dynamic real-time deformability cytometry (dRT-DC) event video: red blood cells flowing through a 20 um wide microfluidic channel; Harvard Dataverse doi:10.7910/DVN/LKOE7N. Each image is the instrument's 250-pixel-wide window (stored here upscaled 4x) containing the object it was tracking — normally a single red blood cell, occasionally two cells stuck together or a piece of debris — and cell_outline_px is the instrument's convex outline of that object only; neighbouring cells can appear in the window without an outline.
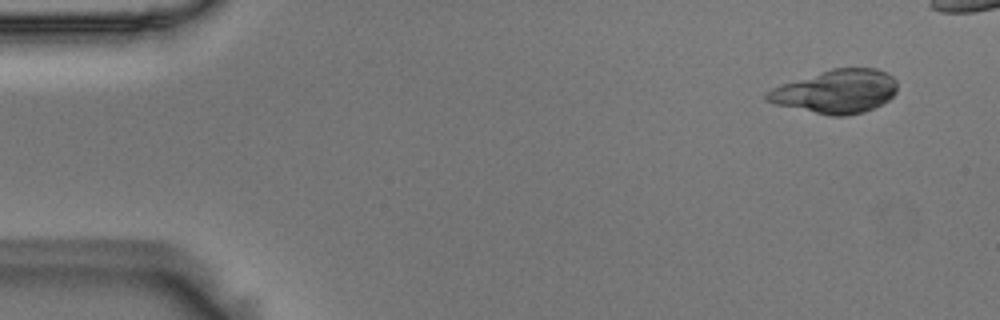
{"species": "Egyptian fruit bat (a non-hibernating species)", "species_latin": "Rousettus aegyptiacus", "temperature_condition": "room temperature", "stored_images_in_passage": 5, "camera_frame_rate_fps": 3000, "um_per_image_px": 0.085, "animal": {"sex": "male"}, "frame": {"image": 1, "passage_image": 1, "time_ms": 0.0, "image_size_px": [1000, 320], "cell_outline_px": [[896, 92], [888, 100], [864, 112], [844, 116], [828, 116], [776, 104], [764, 100], [764, 96], [772, 88], [832, 68], [876, 68], [888, 72], [896, 80]], "centroid_in_image_um": [71.08, 7.78], "position_along_channel_um": 13.9, "area_um2": 32.77}}
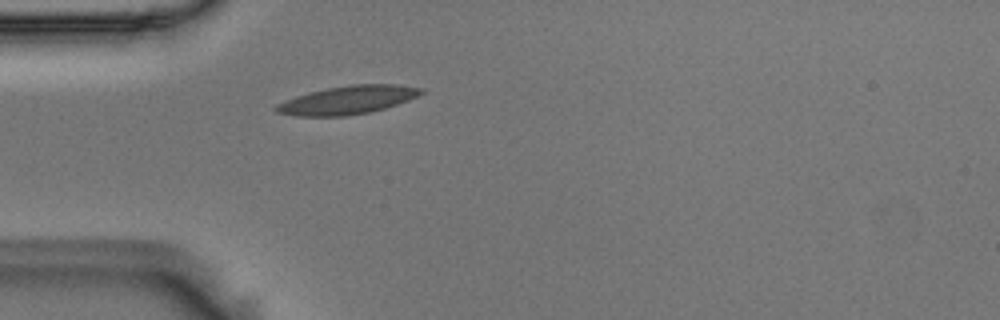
{"frame": {"image": 2, "passage_image": 5, "time_ms": 1.333, "image_size_px": [1000, 320], "cell_outline_px": [[424, 92], [408, 100], [384, 108], [368, 112], [344, 116], [296, 116], [276, 112], [272, 108], [276, 104], [296, 96], [328, 88], [352, 84], [396, 84], [424, 88]], "centroid_in_image_um": [29.54, 8.5], "position_along_channel_um": 55.5, "area_um2": 23.7}}